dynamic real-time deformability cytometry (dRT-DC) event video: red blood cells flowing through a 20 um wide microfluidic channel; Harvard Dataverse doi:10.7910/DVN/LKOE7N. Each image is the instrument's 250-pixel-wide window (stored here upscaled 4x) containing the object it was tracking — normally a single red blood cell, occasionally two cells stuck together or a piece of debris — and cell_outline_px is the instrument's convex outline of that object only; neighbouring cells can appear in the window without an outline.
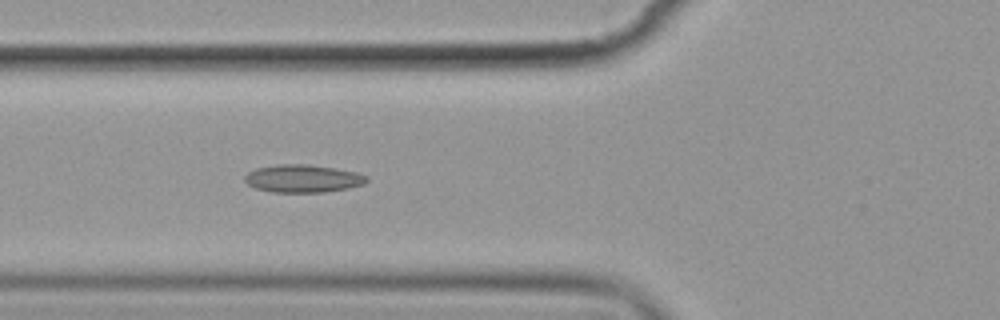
{"species": "common noctule bat (a hibernating species)", "species_latin": "Nyctalus noctula", "temperature_condition": "cold", "stored_images_in_passage": 5, "camera_frame_rate_fps": 3000, "um_per_image_px": 0.085, "animal": {"sex": "female", "body_mass_g": 19.9}, "frame": {"image": 1, "passage_image": 5, "time_ms": 5.667, "image_size_px": [1000, 320], "cell_outline_px": [[368, 180], [364, 184], [348, 188], [324, 192], [272, 192], [256, 188], [248, 184], [244, 180], [244, 176], [248, 172], [256, 168], [280, 164], [308, 164], [336, 168], [356, 172], [368, 176]], "centroid_in_image_um": [25.75, 15.17], "position_along_channel_um": 100.0, "area_um2": 19.77}}